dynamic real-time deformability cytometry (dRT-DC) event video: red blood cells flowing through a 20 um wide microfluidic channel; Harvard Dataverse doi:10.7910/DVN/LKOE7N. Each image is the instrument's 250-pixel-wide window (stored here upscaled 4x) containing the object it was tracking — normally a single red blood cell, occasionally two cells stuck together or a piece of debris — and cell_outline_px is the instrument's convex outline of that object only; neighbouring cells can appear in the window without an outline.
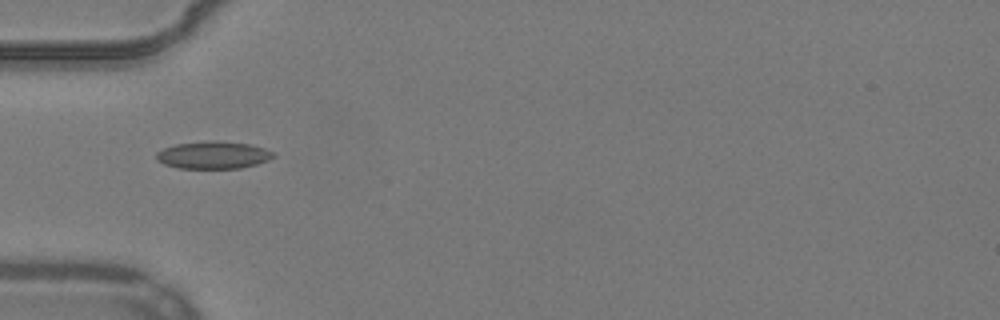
{"species": "common noctule bat (a hibernating species)", "species_latin": "Nyctalus noctula", "temperature_condition": "warm", "stored_images_in_passage": 37, "camera_frame_rate_fps": 3000, "um_per_image_px": 0.085, "animal": {"sex": "male", "body_mass_g": 19.2, "forearm_length_mm": 51.8}, "frame": {"image": 1, "passage_image": 1, "time_ms": 0.0, "image_size_px": [1000, 320], "cell_outline_px": [[276, 156], [268, 160], [256, 164], [240, 168], [180, 168], [164, 164], [156, 160], [156, 152], [164, 148], [176, 144], [208, 140], [216, 140], [252, 144], [264, 148], [272, 152]], "centroid_in_image_um": [18.12, 13.16], "position_along_channel_um": 66.9, "area_um2": 18.79}}
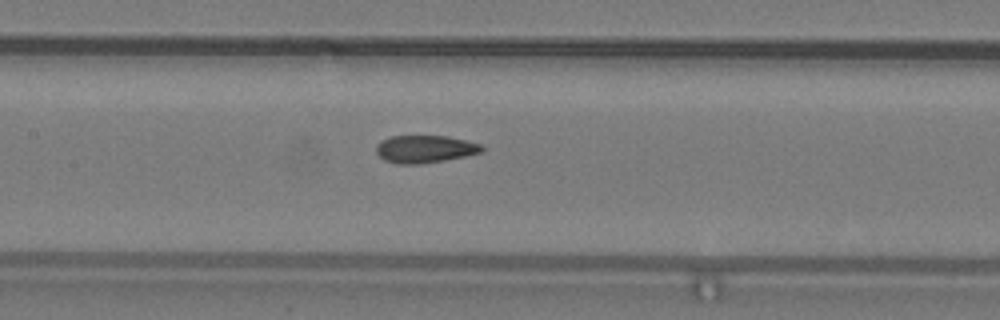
{"frame": {"image": 2, "passage_image": 9, "time_ms": 2.667, "image_size_px": [1000, 320], "cell_outline_px": [[484, 148], [480, 152], [464, 156], [444, 160], [420, 164], [396, 164], [384, 160], [376, 152], [376, 144], [380, 140], [392, 136], [448, 136], [480, 144]], "centroid_in_image_um": [36.06, 12.67], "position_along_channel_um": 171.3, "area_um2": 16.88}}
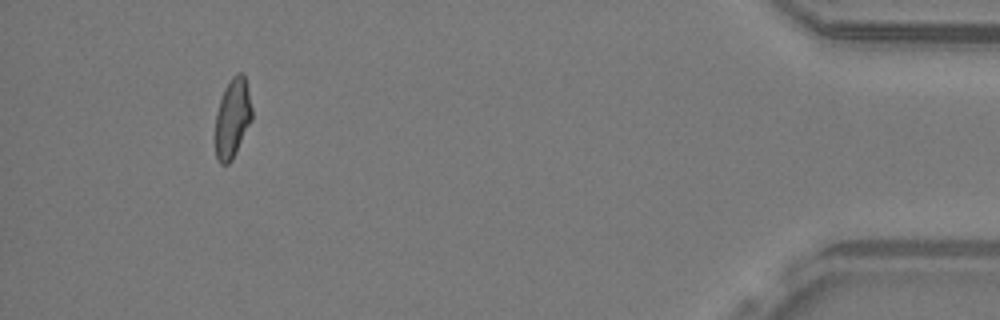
{"frame": {"image": 3, "passage_image": 33, "time_ms": 10.667, "image_size_px": [1000, 320], "cell_outline_px": [[252, 120], [232, 160], [228, 164], [220, 164], [216, 160], [216, 112], [224, 88], [232, 76], [236, 72], [244, 72], [248, 88], [252, 108]], "centroid_in_image_um": [19.77, 10.01], "position_along_channel_um": 415.4, "area_um2": 17.11}, "authors_computed_cell_mechanics": {"area_um2": 17.5134, "velocity_mm_per_s": 3.9128, "shape_relaxation_time_tau1_ms": null, "shape_relaxation_time_tau2_ms": 2.2737, "deformation_change_tau1": null, "deformation_change_tau2": 0.0704}}